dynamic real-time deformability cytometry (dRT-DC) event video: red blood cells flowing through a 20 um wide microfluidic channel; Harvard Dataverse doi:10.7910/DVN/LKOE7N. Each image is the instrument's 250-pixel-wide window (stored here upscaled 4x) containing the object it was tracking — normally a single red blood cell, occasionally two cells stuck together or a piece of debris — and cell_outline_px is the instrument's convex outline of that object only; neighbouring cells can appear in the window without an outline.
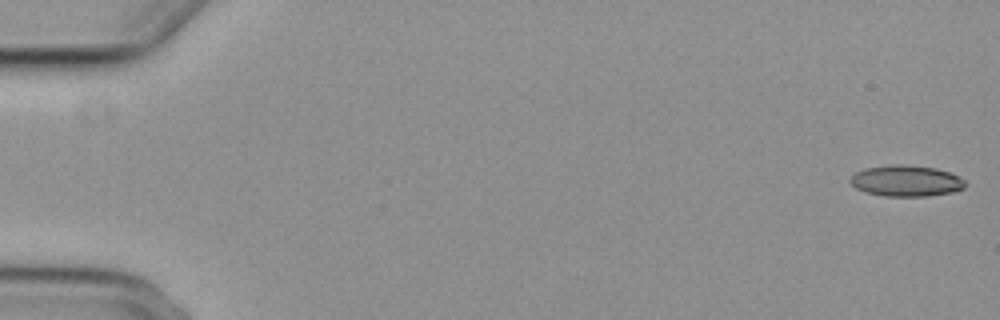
{"species": "common noctule bat (a hibernating species)", "species_latin": "Nyctalus noctula", "temperature_condition": "cold", "stored_images_in_passage": 56, "camera_frame_rate_fps": 3000, "um_per_image_px": 0.085, "animal": {"sex": "female", "body_mass_g": 29.2, "forearm_length_mm": 56.3}, "frame": {"image": 1, "passage_image": 1, "time_ms": 0.0, "image_size_px": [1000, 320], "cell_outline_px": [[968, 184], [964, 188], [952, 192], [928, 196], [884, 196], [864, 192], [856, 188], [848, 180], [856, 172], [864, 168], [900, 164], [936, 168], [960, 176]], "centroid_in_image_um": [77.04, 15.38], "position_along_channel_um": 8.0, "area_um2": 20.87}}
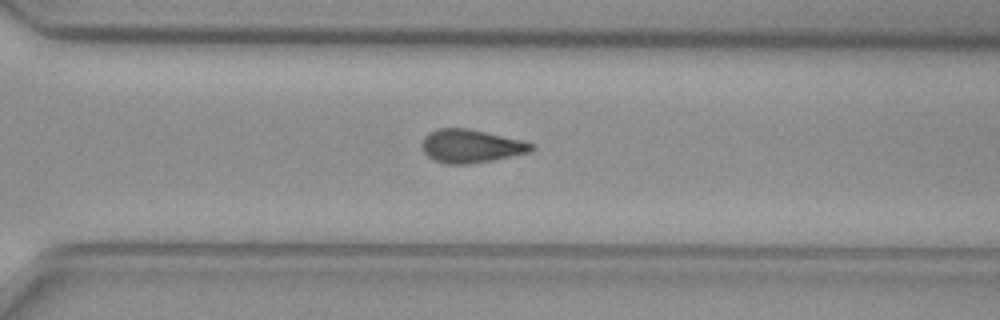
{"frame": {"image": 2, "passage_image": 40, "time_ms": 13.0, "image_size_px": [1000, 320], "cell_outline_px": [[536, 148], [532, 152], [472, 164], [444, 164], [432, 160], [424, 152], [420, 144], [424, 136], [428, 132], [436, 128], [468, 128], [524, 140], [536, 144]], "centroid_in_image_um": [40.04, 12.41], "position_along_channel_um": 330.6, "area_um2": 21.79}}
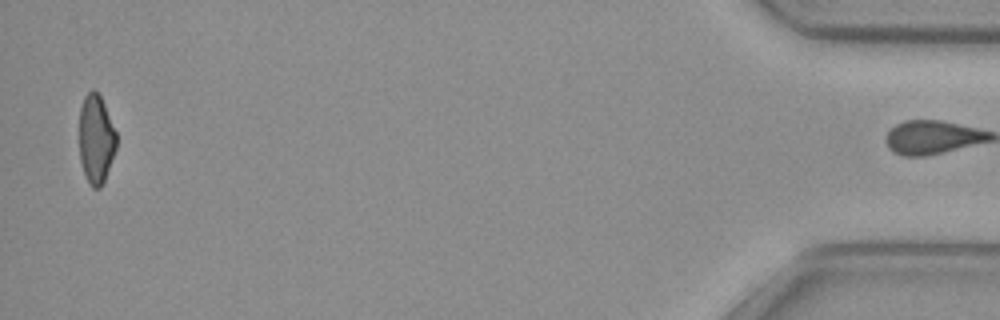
{"frame": {"image": 3, "passage_image": 55, "time_ms": 18.0, "image_size_px": [1000, 320], "cell_outline_px": [[116, 148], [104, 180], [100, 188], [92, 188], [84, 172], [80, 160], [80, 108], [84, 96], [92, 88], [100, 96], [104, 104], [116, 132]], "centroid_in_image_um": [8.16, 11.8], "position_along_channel_um": 427.0, "area_um2": 18.9}}